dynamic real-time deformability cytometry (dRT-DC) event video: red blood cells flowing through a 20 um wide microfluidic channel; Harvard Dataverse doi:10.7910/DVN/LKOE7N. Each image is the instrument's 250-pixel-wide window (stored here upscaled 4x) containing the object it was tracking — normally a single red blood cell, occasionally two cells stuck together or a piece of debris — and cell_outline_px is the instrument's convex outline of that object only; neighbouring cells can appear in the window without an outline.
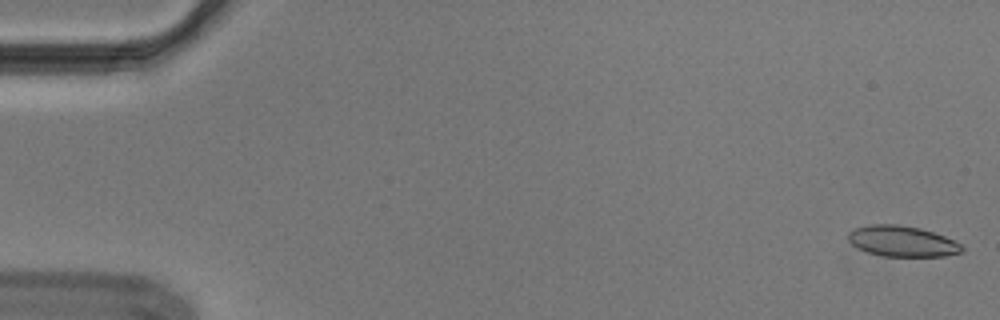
{"species": "Egyptian fruit bat (a non-hibernating species)", "species_latin": "Rousettus aegyptiacus", "temperature_condition": "cold", "stored_images_in_passage": 54, "camera_frame_rate_fps": 3000, "um_per_image_px": 0.085, "animal": {"sex": "male"}, "frame": {"image": 1, "passage_image": 1, "time_ms": 0.0, "image_size_px": [1000, 320], "cell_outline_px": [[964, 248], [960, 252], [944, 256], [880, 256], [868, 252], [852, 244], [848, 240], [848, 232], [856, 228], [868, 224], [896, 224], [920, 228], [956, 240]], "centroid_in_image_um": [76.68, 20.5], "position_along_channel_um": 8.3, "area_um2": 20.29}}
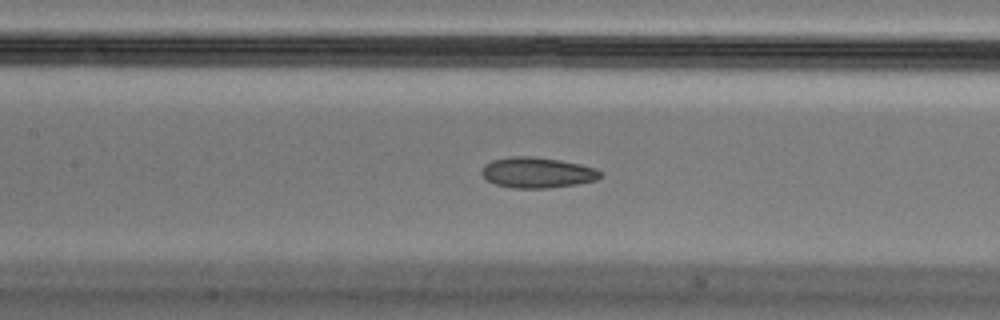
{"frame": {"image": 2, "passage_image": 25, "time_ms": 8.0, "image_size_px": [1000, 320], "cell_outline_px": [[600, 176], [596, 180], [576, 184], [548, 188], [512, 188], [496, 184], [488, 180], [480, 172], [484, 164], [492, 160], [508, 156], [532, 156], [560, 160], [580, 164], [596, 168], [600, 172]], "centroid_in_image_um": [45.63, 14.66], "position_along_channel_um": 161.8, "area_um2": 21.15}}
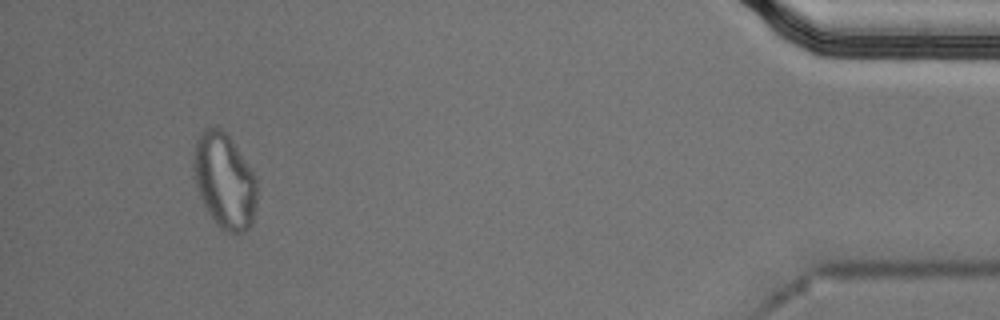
{"frame": {"image": 3, "passage_image": 51, "time_ms": 16.667, "image_size_px": [1000, 320], "cell_outline_px": [[256, 204], [252, 224], [244, 232], [228, 232], [220, 228], [216, 224], [208, 212], [200, 196], [196, 184], [192, 168], [192, 160], [196, 140], [200, 132], [204, 128], [216, 124], [232, 140], [256, 176]], "centroid_in_image_um": [19.06, 15.34], "position_along_channel_um": 416.1, "area_um2": 35.37}, "authors_computed_cell_mechanics": {"area_um2": 21.4438, "velocity_mm_per_s": 3.6763, "shape_relaxation_time_tau1_ms": null, "shape_relaxation_time_tau2_ms": 3.0855, "deformation_change_tau1": null, "deformation_change_tau2": 0.0858}}